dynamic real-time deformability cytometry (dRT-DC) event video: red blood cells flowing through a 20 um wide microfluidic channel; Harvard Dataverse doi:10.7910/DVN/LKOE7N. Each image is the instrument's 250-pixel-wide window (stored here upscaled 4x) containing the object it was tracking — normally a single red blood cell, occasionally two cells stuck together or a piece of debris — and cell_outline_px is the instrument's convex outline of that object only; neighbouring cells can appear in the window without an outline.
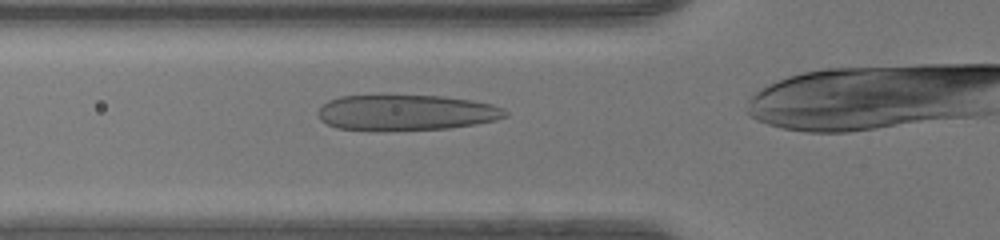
{"species": "human", "species_latin": "Homo sapiens", "temperature_condition": "warm", "stored_images_in_passage": 31, "camera_frame_rate_fps": 3000, "um_per_image_px": 0.085, "donor": {"sex": "female"}, "frame": {"image": 1, "passage_image": 10, "time_ms": 3.0, "image_size_px": [1000, 240], "cell_outline_px": [[508, 116], [496, 120], [476, 124], [448, 128], [384, 132], [376, 132], [336, 128], [320, 120], [320, 108], [328, 100], [340, 96], [444, 96], [472, 100], [492, 104], [504, 108], [508, 112]], "centroid_in_image_um": [34.54, 9.6], "position_along_channel_um": 91.3, "area_um2": 39.42}}
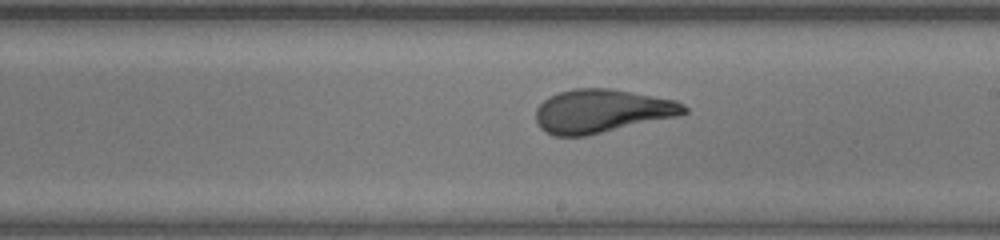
{"frame": {"image": 2, "passage_image": 20, "time_ms": 6.333, "image_size_px": [1000, 240], "cell_outline_px": [[688, 112], [680, 116], [584, 136], [556, 136], [540, 128], [536, 120], [536, 108], [548, 96], [572, 88], [608, 88], [676, 100], [684, 104], [688, 108]], "centroid_in_image_um": [51.17, 9.44], "position_along_channel_um": 237.8, "area_um2": 37.51}}
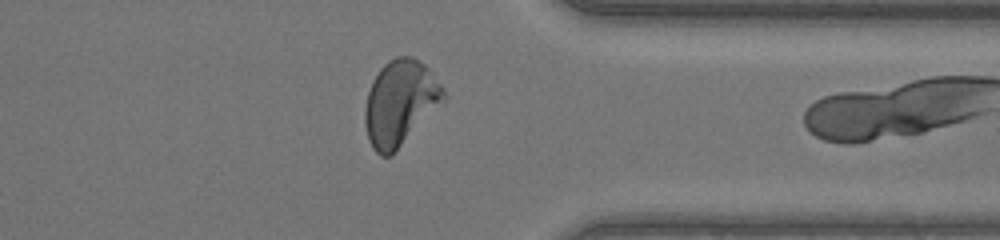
{"frame": {"image": 3, "passage_image": 30, "time_ms": 9.667, "image_size_px": [1000, 240], "cell_outline_px": [[448, 100], [392, 156], [380, 156], [372, 148], [368, 140], [364, 124], [364, 108], [368, 92], [372, 80], [380, 68], [388, 60], [396, 56], [412, 56], [424, 64], [428, 68], [444, 88]], "centroid_in_image_um": [34.03, 8.77], "position_along_channel_um": 377.4, "area_um2": 40.06}}